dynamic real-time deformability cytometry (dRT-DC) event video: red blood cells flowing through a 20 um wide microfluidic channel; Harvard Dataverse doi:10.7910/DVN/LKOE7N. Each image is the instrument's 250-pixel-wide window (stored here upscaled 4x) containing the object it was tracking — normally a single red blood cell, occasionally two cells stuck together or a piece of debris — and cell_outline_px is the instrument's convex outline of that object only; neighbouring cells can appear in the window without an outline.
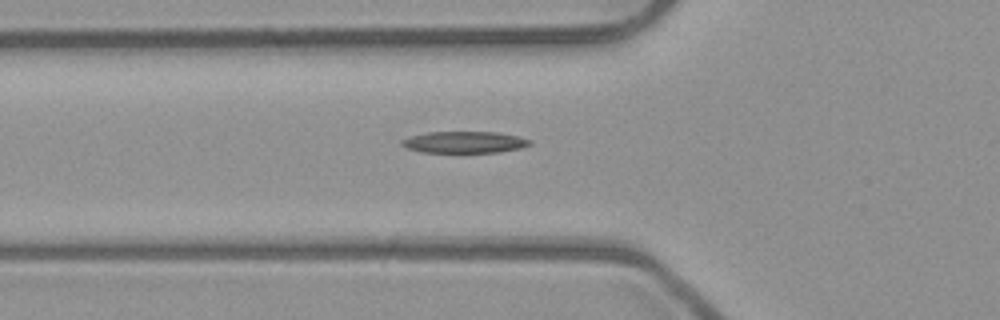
{"species": "common noctule bat (a hibernating species)", "species_latin": "Nyctalus noctula", "temperature_condition": "room temperature", "stored_images_in_passage": 39, "camera_frame_rate_fps": 3000, "um_per_image_px": 0.085, "animal": {"sex": "male", "body_mass_g": 23.1, "forearm_length_mm": 52.7}, "frame": {"image": 1, "passage_image": 11, "time_ms": 3.333, "image_size_px": [1000, 320], "cell_outline_px": [[532, 144], [520, 148], [496, 152], [420, 152], [408, 148], [400, 144], [400, 140], [412, 136], [428, 132], [496, 132], [516, 136], [532, 140]], "centroid_in_image_um": [39.47, 12.08], "position_along_channel_um": 86.3, "area_um2": 15.95}}
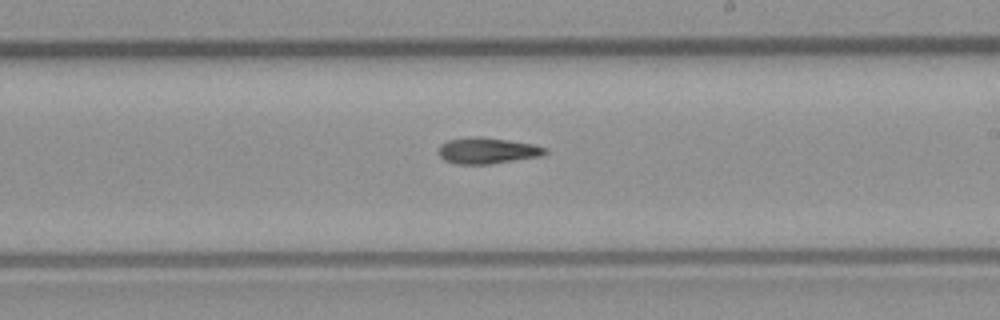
{"frame": {"image": 2, "passage_image": 23, "time_ms": 7.333, "image_size_px": [1000, 320], "cell_outline_px": [[548, 152], [540, 156], [488, 164], [456, 164], [444, 160], [436, 152], [440, 144], [448, 140], [476, 136], [480, 136], [508, 140], [532, 144], [548, 148]], "centroid_in_image_um": [41.38, 12.8], "position_along_channel_um": 247.6, "area_um2": 16.24}}
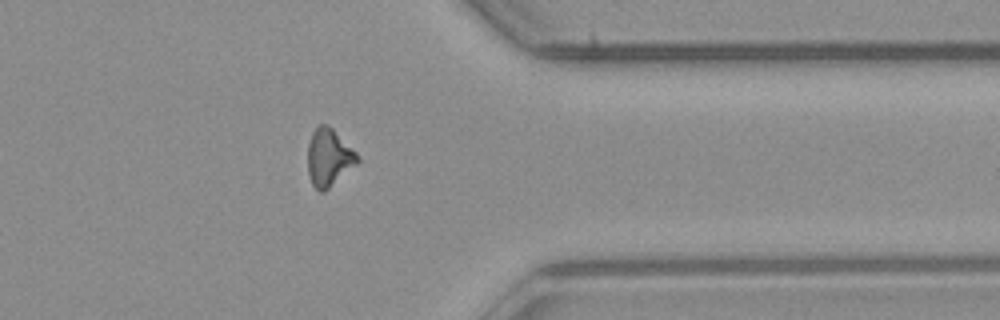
{"frame": {"image": 3, "passage_image": 34, "time_ms": 11.0, "image_size_px": [1000, 320], "cell_outline_px": [[360, 160], [356, 164], [324, 192], [320, 192], [312, 184], [308, 172], [308, 144], [312, 132], [320, 124], [328, 124], [360, 156]], "centroid_in_image_um": [27.95, 13.38], "position_along_channel_um": 383.5, "area_um2": 16.47}}